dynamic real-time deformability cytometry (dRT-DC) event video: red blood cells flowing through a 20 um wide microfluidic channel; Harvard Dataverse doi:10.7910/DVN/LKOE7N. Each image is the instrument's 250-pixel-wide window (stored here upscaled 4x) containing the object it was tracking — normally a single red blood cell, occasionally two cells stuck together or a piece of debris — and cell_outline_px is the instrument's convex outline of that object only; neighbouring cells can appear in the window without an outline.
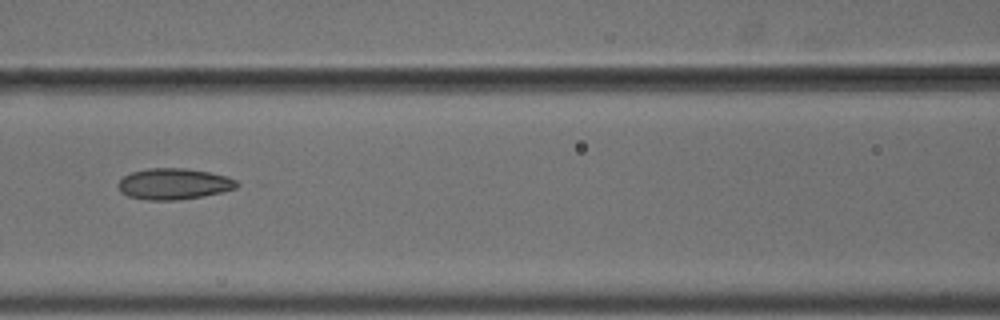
{"species": "common noctule bat (a hibernating species)", "species_latin": "Nyctalus noctula", "temperature_condition": "cold", "stored_images_in_passage": 11, "camera_frame_rate_fps": 3000, "um_per_image_px": 0.085, "animal": {"sex": "male", "body_mass_g": 18.8}, "frame": {"image": 1, "passage_image": 7, "time_ms": 2.0, "image_size_px": [1000, 320], "cell_outline_px": [[244, 184], [236, 188], [204, 196], [176, 200], [148, 200], [128, 196], [120, 192], [116, 184], [124, 176], [132, 172], [148, 168], [184, 168], [208, 172], [224, 176], [236, 180]], "centroid_in_image_um": [14.77, 15.63], "position_along_channel_um": 151.8, "area_um2": 21.56}}
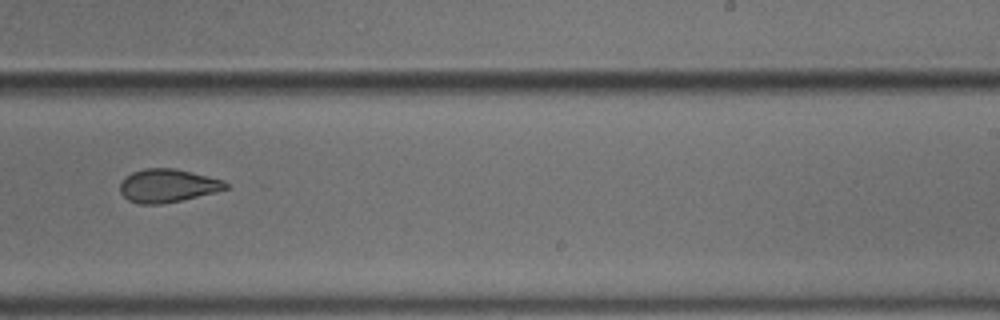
{"frame": {"image": 2, "passage_image": 10, "time_ms": 3.0, "image_size_px": [1000, 320], "cell_outline_px": [[228, 188], [216, 192], [180, 200], [160, 204], [140, 204], [128, 200], [120, 192], [120, 180], [132, 172], [144, 168], [176, 168], [224, 180], [228, 184]], "centroid_in_image_um": [14.23, 15.77], "position_along_channel_um": 274.8, "area_um2": 20.52}}
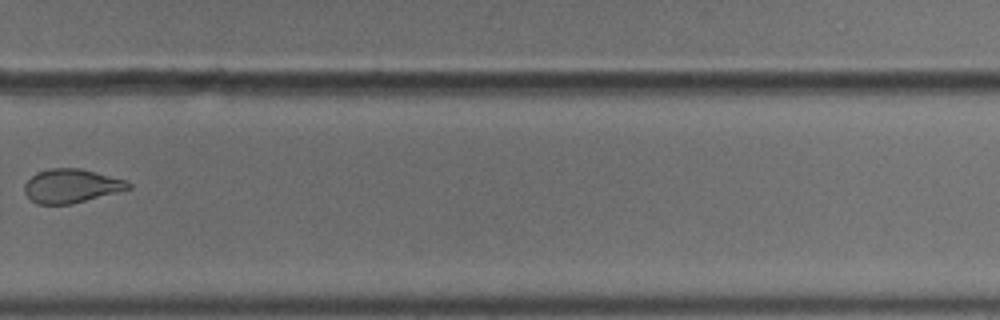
{"frame": {"image": 3, "passage_image": 11, "time_ms": 3.333, "image_size_px": [1000, 320], "cell_outline_px": [[132, 188], [72, 204], [36, 204], [24, 192], [24, 184], [36, 172], [52, 168], [80, 168], [124, 180], [132, 184]], "centroid_in_image_um": [6.04, 15.81], "position_along_channel_um": 323.8, "area_um2": 20.29}}